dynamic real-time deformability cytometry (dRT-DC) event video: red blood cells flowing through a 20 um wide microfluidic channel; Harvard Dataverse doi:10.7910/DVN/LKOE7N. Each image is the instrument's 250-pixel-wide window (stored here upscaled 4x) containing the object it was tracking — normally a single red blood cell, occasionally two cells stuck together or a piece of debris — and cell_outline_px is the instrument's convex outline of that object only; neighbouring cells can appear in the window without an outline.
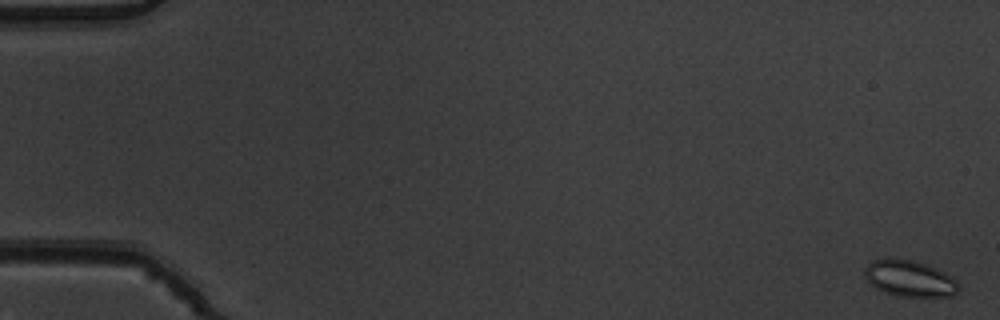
{"species": "common noctule bat (a hibernating species)", "species_latin": "Nyctalus noctula", "temperature_condition": "warm", "stored_images_in_passage": 55, "camera_frame_rate_fps": 3000, "um_per_image_px": 0.085, "animal": {"sex": "male", "body_mass_g": 19.5, "forearm_length_mm": 54.6}, "frame": {"image": 1, "passage_image": 2, "time_ms": 0.333, "image_size_px": [1000, 320], "cell_outline_px": [[960, 288], [952, 296], [900, 296], [884, 292], [876, 288], [864, 276], [864, 268], [872, 260], [916, 260], [936, 268], [952, 276], [960, 284]], "centroid_in_image_um": [77.35, 23.68], "position_along_channel_um": 7.6, "area_um2": 19.59}}
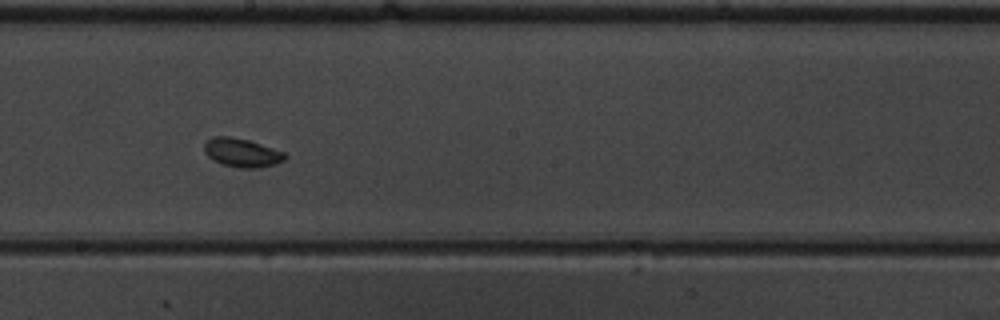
{"frame": {"image": 2, "passage_image": 32, "time_ms": 10.333, "image_size_px": [1000, 320], "cell_outline_px": [[288, 156], [284, 160], [276, 164], [260, 168], [240, 168], [224, 164], [208, 156], [204, 152], [204, 144], [212, 136], [228, 136], [248, 140], [284, 152]], "centroid_in_image_um": [20.58, 12.98], "position_along_channel_um": 227.6, "area_um2": 13.35}}
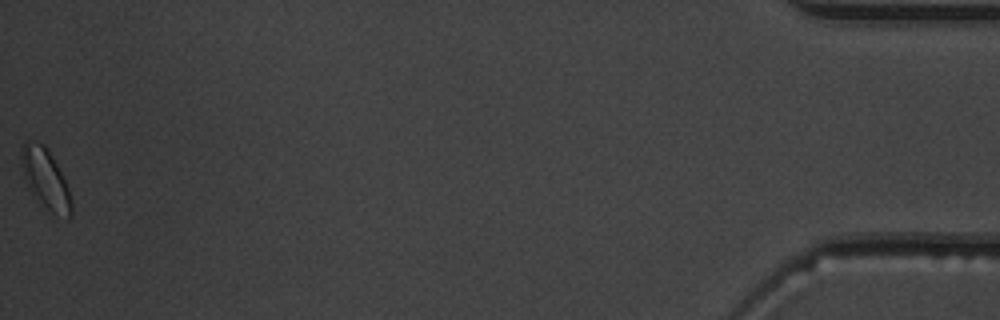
{"frame": {"image": 3, "passage_image": 55, "time_ms": 18.0, "image_size_px": [1000, 320], "cell_outline_px": [[72, 216], [68, 220], [52, 212], [36, 200], [24, 176], [20, 160], [20, 148], [24, 140], [32, 140], [44, 144], [48, 148], [68, 188], [72, 200]], "centroid_in_image_um": [3.86, 15.18], "position_along_channel_um": 431.3, "area_um2": 17.57}, "authors_computed_cell_mechanics": {"area_um2": 13.9876, "velocity_mm_per_s": 3.853, "shape_relaxation_time_tau1_ms": 2.2245, "shape_relaxation_time_tau2_ms": null, "deformation_change_tau1": 0.0658, "deformation_change_tau2": null}}